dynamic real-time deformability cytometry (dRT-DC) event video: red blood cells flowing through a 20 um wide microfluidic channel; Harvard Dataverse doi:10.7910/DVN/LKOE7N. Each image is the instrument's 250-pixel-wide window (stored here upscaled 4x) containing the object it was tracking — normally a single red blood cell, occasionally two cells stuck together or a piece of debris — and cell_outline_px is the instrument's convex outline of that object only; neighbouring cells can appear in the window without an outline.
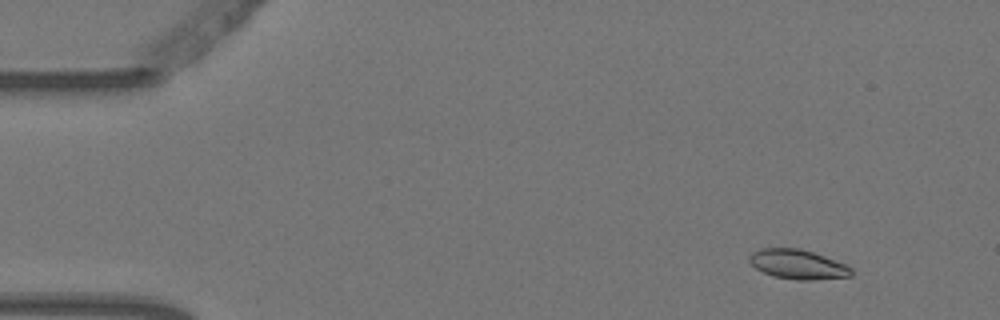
{"species": "Egyptian fruit bat (a non-hibernating species)", "species_latin": "Rousettus aegyptiacus", "temperature_condition": "warm", "stored_images_in_passage": 4, "camera_frame_rate_fps": 3000, "um_per_image_px": 0.085, "animal": {"sex": "female"}, "frame": {"image": 1, "passage_image": 1, "time_ms": 0.0, "image_size_px": [1000, 320], "cell_outline_px": [[852, 276], [812, 280], [800, 280], [772, 276], [756, 268], [748, 260], [748, 256], [752, 252], [760, 248], [800, 248], [824, 256], [844, 264], [852, 268]], "centroid_in_image_um": [67.79, 22.46], "position_along_channel_um": 17.2, "area_um2": 17.46}}
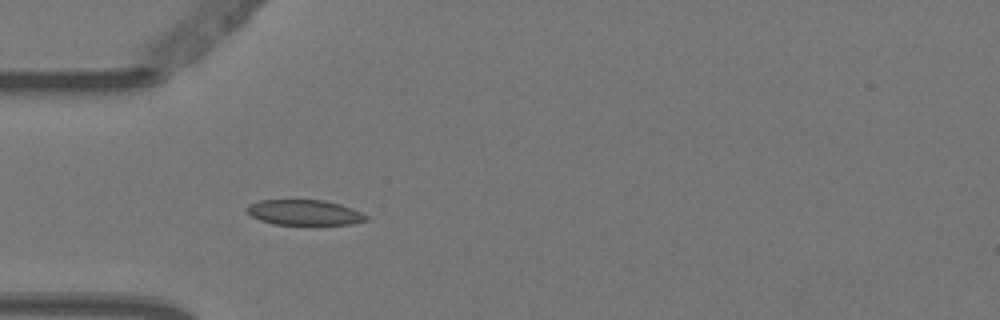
{"frame": {"image": 2, "passage_image": 4, "time_ms": 1.0, "image_size_px": [1000, 320], "cell_outline_px": [[368, 220], [352, 224], [276, 224], [260, 220], [252, 216], [244, 208], [260, 200], [324, 200], [340, 204], [352, 208], [368, 216]], "centroid_in_image_um": [25.9, 18.06], "position_along_channel_um": 59.1, "area_um2": 17.4}}